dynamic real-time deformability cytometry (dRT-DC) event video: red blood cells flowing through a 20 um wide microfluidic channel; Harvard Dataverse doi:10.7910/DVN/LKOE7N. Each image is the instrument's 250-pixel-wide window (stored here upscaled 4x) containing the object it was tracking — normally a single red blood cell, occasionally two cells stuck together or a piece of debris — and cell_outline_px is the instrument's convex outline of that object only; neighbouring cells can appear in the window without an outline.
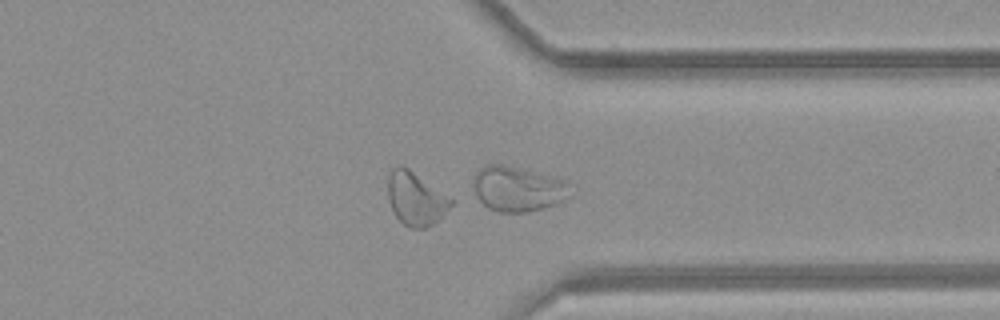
{"species": "common noctule bat (a hibernating species)", "species_latin": "Nyctalus noctula", "temperature_condition": "room temperature", "stored_images_in_passage": 49, "camera_frame_rate_fps": 3000, "um_per_image_px": 0.085, "animal": {"sex": "female", "body_mass_g": 21.9}, "frame": {"image": 1, "passage_image": 38, "time_ms": 12.333, "image_size_px": [1000, 320], "cell_outline_px": [[572, 196], [556, 204], [544, 208], [528, 212], [496, 212], [488, 208], [476, 196], [472, 184], [472, 176], [484, 164], [500, 164], [556, 176], [564, 180], [568, 184]], "centroid_in_image_um": [44.0, 16.05], "position_along_channel_um": 367.4, "area_um2": 25.89}}